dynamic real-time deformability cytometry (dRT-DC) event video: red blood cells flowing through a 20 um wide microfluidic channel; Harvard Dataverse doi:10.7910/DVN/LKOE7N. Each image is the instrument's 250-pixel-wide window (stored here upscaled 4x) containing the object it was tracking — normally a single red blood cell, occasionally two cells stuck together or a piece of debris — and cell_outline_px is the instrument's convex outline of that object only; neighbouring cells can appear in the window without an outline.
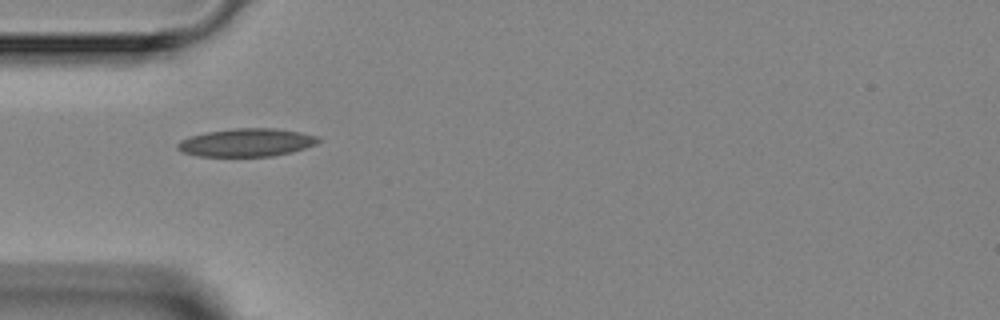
{"species": "Egyptian fruit bat (a non-hibernating species)", "species_latin": "Rousettus aegyptiacus", "temperature_condition": "room temperature", "stored_images_in_passage": 3, "camera_frame_rate_fps": 3000, "um_per_image_px": 0.085, "animal": {"sex": "female"}, "frame": {"image": 1, "passage_image": 1, "time_ms": 0.0, "image_size_px": [1000, 320], "cell_outline_px": [[320, 140], [316, 144], [292, 152], [272, 156], [200, 156], [184, 152], [176, 148], [176, 144], [180, 140], [204, 132], [236, 128], [276, 128], [300, 132], [320, 136]], "centroid_in_image_um": [20.98, 12.1], "position_along_channel_um": 64.0, "area_um2": 23.0}}
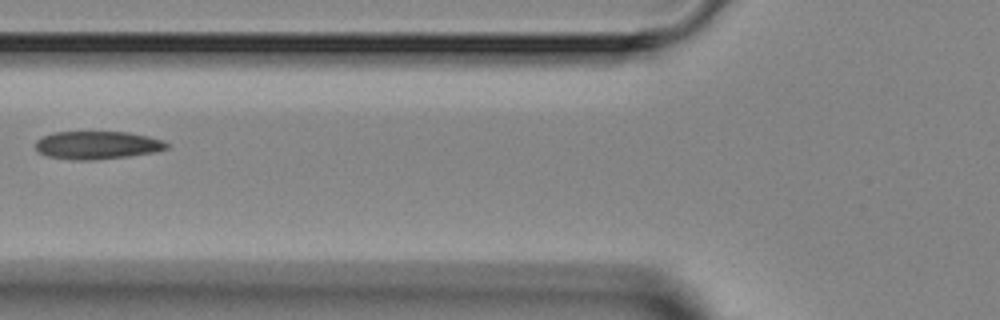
{"frame": {"image": 2, "passage_image": 2, "time_ms": 1.333, "image_size_px": [1000, 320], "cell_outline_px": [[168, 148], [156, 152], [128, 156], [92, 160], [76, 160], [48, 156], [40, 152], [36, 148], [36, 140], [52, 132], [128, 132], [148, 136], [164, 140], [168, 144]], "centroid_in_image_um": [8.3, 12.33], "position_along_channel_um": 117.5, "area_um2": 21.33}}
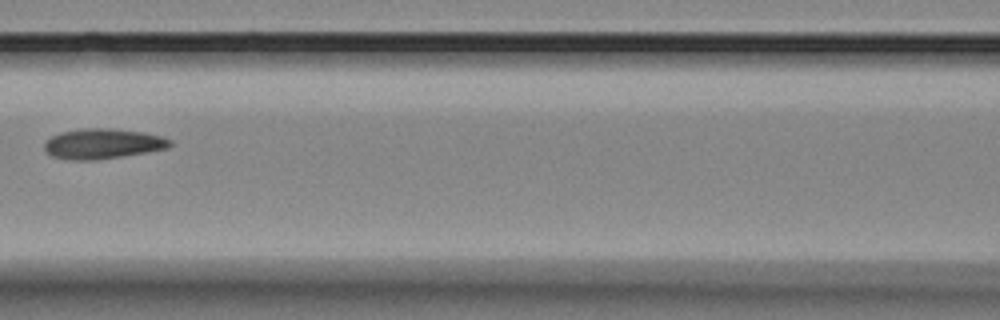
{"frame": {"image": 3, "passage_image": 3, "time_ms": 2.333, "image_size_px": [1000, 320], "cell_outline_px": [[172, 144], [168, 148], [96, 160], [68, 160], [52, 156], [44, 148], [44, 144], [52, 136], [60, 132], [84, 128], [108, 128], [140, 132], [160, 136], [172, 140]], "centroid_in_image_um": [8.71, 12.22], "position_along_channel_um": 157.9, "area_um2": 21.79}}